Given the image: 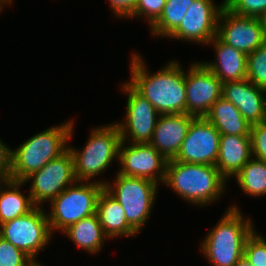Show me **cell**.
Wrapping results in <instances>:
<instances>
[{"instance_id": "obj_1", "label": "cell", "mask_w": 266, "mask_h": 266, "mask_svg": "<svg viewBox=\"0 0 266 266\" xmlns=\"http://www.w3.org/2000/svg\"><path fill=\"white\" fill-rule=\"evenodd\" d=\"M179 61H170L150 74L142 57L134 52L127 82L161 114L186 113L185 71Z\"/></svg>"}, {"instance_id": "obj_2", "label": "cell", "mask_w": 266, "mask_h": 266, "mask_svg": "<svg viewBox=\"0 0 266 266\" xmlns=\"http://www.w3.org/2000/svg\"><path fill=\"white\" fill-rule=\"evenodd\" d=\"M163 184L183 200L196 206H207L226 192L227 179L215 165L168 160Z\"/></svg>"}, {"instance_id": "obj_3", "label": "cell", "mask_w": 266, "mask_h": 266, "mask_svg": "<svg viewBox=\"0 0 266 266\" xmlns=\"http://www.w3.org/2000/svg\"><path fill=\"white\" fill-rule=\"evenodd\" d=\"M254 230L250 217L246 219L237 205L229 206L200 243L202 254L213 266H235L243 257L245 242Z\"/></svg>"}, {"instance_id": "obj_4", "label": "cell", "mask_w": 266, "mask_h": 266, "mask_svg": "<svg viewBox=\"0 0 266 266\" xmlns=\"http://www.w3.org/2000/svg\"><path fill=\"white\" fill-rule=\"evenodd\" d=\"M73 121L50 127L24 141L12 150L11 180L24 182L32 173L68 149L73 135Z\"/></svg>"}, {"instance_id": "obj_5", "label": "cell", "mask_w": 266, "mask_h": 266, "mask_svg": "<svg viewBox=\"0 0 266 266\" xmlns=\"http://www.w3.org/2000/svg\"><path fill=\"white\" fill-rule=\"evenodd\" d=\"M89 134L81 150L68 145L73 157L77 181H89L107 170L113 160L119 161V147L122 142L118 125L115 123L97 126Z\"/></svg>"}, {"instance_id": "obj_6", "label": "cell", "mask_w": 266, "mask_h": 266, "mask_svg": "<svg viewBox=\"0 0 266 266\" xmlns=\"http://www.w3.org/2000/svg\"><path fill=\"white\" fill-rule=\"evenodd\" d=\"M106 180L76 181L50 202L47 214L52 234L63 232L81 219L96 214L97 202Z\"/></svg>"}, {"instance_id": "obj_7", "label": "cell", "mask_w": 266, "mask_h": 266, "mask_svg": "<svg viewBox=\"0 0 266 266\" xmlns=\"http://www.w3.org/2000/svg\"><path fill=\"white\" fill-rule=\"evenodd\" d=\"M116 174L114 182H106L104 189L120 203L128 224L139 233L151 215L159 185L149 179Z\"/></svg>"}, {"instance_id": "obj_8", "label": "cell", "mask_w": 266, "mask_h": 266, "mask_svg": "<svg viewBox=\"0 0 266 266\" xmlns=\"http://www.w3.org/2000/svg\"><path fill=\"white\" fill-rule=\"evenodd\" d=\"M0 236L22 250L33 261L51 241L47 212L35 206L30 212L0 225Z\"/></svg>"}, {"instance_id": "obj_9", "label": "cell", "mask_w": 266, "mask_h": 266, "mask_svg": "<svg viewBox=\"0 0 266 266\" xmlns=\"http://www.w3.org/2000/svg\"><path fill=\"white\" fill-rule=\"evenodd\" d=\"M30 180L31 186L28 192L33 204L41 207L47 200L50 203L77 181L70 150L67 149L59 157L49 161L40 170L27 177L24 182Z\"/></svg>"}, {"instance_id": "obj_10", "label": "cell", "mask_w": 266, "mask_h": 266, "mask_svg": "<svg viewBox=\"0 0 266 266\" xmlns=\"http://www.w3.org/2000/svg\"><path fill=\"white\" fill-rule=\"evenodd\" d=\"M121 90L128 96L125 120L122 121L123 123L116 122L122 142L150 143L160 113L127 81L122 84Z\"/></svg>"}, {"instance_id": "obj_11", "label": "cell", "mask_w": 266, "mask_h": 266, "mask_svg": "<svg viewBox=\"0 0 266 266\" xmlns=\"http://www.w3.org/2000/svg\"><path fill=\"white\" fill-rule=\"evenodd\" d=\"M118 162L121 175L164 182L168 160L150 143L121 142Z\"/></svg>"}, {"instance_id": "obj_12", "label": "cell", "mask_w": 266, "mask_h": 266, "mask_svg": "<svg viewBox=\"0 0 266 266\" xmlns=\"http://www.w3.org/2000/svg\"><path fill=\"white\" fill-rule=\"evenodd\" d=\"M217 36L225 44L247 55L266 43L260 18L237 15L225 6L219 15Z\"/></svg>"}, {"instance_id": "obj_13", "label": "cell", "mask_w": 266, "mask_h": 266, "mask_svg": "<svg viewBox=\"0 0 266 266\" xmlns=\"http://www.w3.org/2000/svg\"><path fill=\"white\" fill-rule=\"evenodd\" d=\"M224 7L212 0H194L189 6L179 27L168 37L206 45L217 36L220 12Z\"/></svg>"}, {"instance_id": "obj_14", "label": "cell", "mask_w": 266, "mask_h": 266, "mask_svg": "<svg viewBox=\"0 0 266 266\" xmlns=\"http://www.w3.org/2000/svg\"><path fill=\"white\" fill-rule=\"evenodd\" d=\"M221 134L205 117H194L177 156L185 163L216 165Z\"/></svg>"}, {"instance_id": "obj_15", "label": "cell", "mask_w": 266, "mask_h": 266, "mask_svg": "<svg viewBox=\"0 0 266 266\" xmlns=\"http://www.w3.org/2000/svg\"><path fill=\"white\" fill-rule=\"evenodd\" d=\"M186 113L205 117L211 106L222 97V82L202 61L192 63L185 73Z\"/></svg>"}, {"instance_id": "obj_16", "label": "cell", "mask_w": 266, "mask_h": 266, "mask_svg": "<svg viewBox=\"0 0 266 266\" xmlns=\"http://www.w3.org/2000/svg\"><path fill=\"white\" fill-rule=\"evenodd\" d=\"M222 97L238 108L250 125L266 122V90L248 79L222 83Z\"/></svg>"}, {"instance_id": "obj_17", "label": "cell", "mask_w": 266, "mask_h": 266, "mask_svg": "<svg viewBox=\"0 0 266 266\" xmlns=\"http://www.w3.org/2000/svg\"><path fill=\"white\" fill-rule=\"evenodd\" d=\"M194 116L184 114H161L150 144L167 160L174 159L185 139Z\"/></svg>"}, {"instance_id": "obj_18", "label": "cell", "mask_w": 266, "mask_h": 266, "mask_svg": "<svg viewBox=\"0 0 266 266\" xmlns=\"http://www.w3.org/2000/svg\"><path fill=\"white\" fill-rule=\"evenodd\" d=\"M214 47L216 59L213 62H203L222 83L247 79V54L225 44L218 36L209 43Z\"/></svg>"}, {"instance_id": "obj_19", "label": "cell", "mask_w": 266, "mask_h": 266, "mask_svg": "<svg viewBox=\"0 0 266 266\" xmlns=\"http://www.w3.org/2000/svg\"><path fill=\"white\" fill-rule=\"evenodd\" d=\"M252 158L250 136L221 135L216 168L227 179L234 177Z\"/></svg>"}, {"instance_id": "obj_20", "label": "cell", "mask_w": 266, "mask_h": 266, "mask_svg": "<svg viewBox=\"0 0 266 266\" xmlns=\"http://www.w3.org/2000/svg\"><path fill=\"white\" fill-rule=\"evenodd\" d=\"M96 214L108 239L118 236L132 237L138 234L128 224L123 207L105 189L99 195Z\"/></svg>"}, {"instance_id": "obj_21", "label": "cell", "mask_w": 266, "mask_h": 266, "mask_svg": "<svg viewBox=\"0 0 266 266\" xmlns=\"http://www.w3.org/2000/svg\"><path fill=\"white\" fill-rule=\"evenodd\" d=\"M205 118L221 135L250 136L251 125L243 118L238 108L223 97L211 106Z\"/></svg>"}, {"instance_id": "obj_22", "label": "cell", "mask_w": 266, "mask_h": 266, "mask_svg": "<svg viewBox=\"0 0 266 266\" xmlns=\"http://www.w3.org/2000/svg\"><path fill=\"white\" fill-rule=\"evenodd\" d=\"M25 184L11 179L0 181V225L27 214L35 207L30 193L25 196L20 190Z\"/></svg>"}, {"instance_id": "obj_23", "label": "cell", "mask_w": 266, "mask_h": 266, "mask_svg": "<svg viewBox=\"0 0 266 266\" xmlns=\"http://www.w3.org/2000/svg\"><path fill=\"white\" fill-rule=\"evenodd\" d=\"M62 233L89 254L101 252L104 240L108 238L102 230L97 214L79 220Z\"/></svg>"}, {"instance_id": "obj_24", "label": "cell", "mask_w": 266, "mask_h": 266, "mask_svg": "<svg viewBox=\"0 0 266 266\" xmlns=\"http://www.w3.org/2000/svg\"><path fill=\"white\" fill-rule=\"evenodd\" d=\"M241 190L251 197L266 195V162L252 157L234 176Z\"/></svg>"}, {"instance_id": "obj_25", "label": "cell", "mask_w": 266, "mask_h": 266, "mask_svg": "<svg viewBox=\"0 0 266 266\" xmlns=\"http://www.w3.org/2000/svg\"><path fill=\"white\" fill-rule=\"evenodd\" d=\"M194 0H166L163 12L159 19L150 27L151 32L157 38H168L181 24L187 9Z\"/></svg>"}, {"instance_id": "obj_26", "label": "cell", "mask_w": 266, "mask_h": 266, "mask_svg": "<svg viewBox=\"0 0 266 266\" xmlns=\"http://www.w3.org/2000/svg\"><path fill=\"white\" fill-rule=\"evenodd\" d=\"M247 79L266 90V43L247 55Z\"/></svg>"}, {"instance_id": "obj_27", "label": "cell", "mask_w": 266, "mask_h": 266, "mask_svg": "<svg viewBox=\"0 0 266 266\" xmlns=\"http://www.w3.org/2000/svg\"><path fill=\"white\" fill-rule=\"evenodd\" d=\"M243 256L252 266H266V238L254 230L245 242Z\"/></svg>"}, {"instance_id": "obj_28", "label": "cell", "mask_w": 266, "mask_h": 266, "mask_svg": "<svg viewBox=\"0 0 266 266\" xmlns=\"http://www.w3.org/2000/svg\"><path fill=\"white\" fill-rule=\"evenodd\" d=\"M224 6L241 16L260 18L266 12V0H224Z\"/></svg>"}, {"instance_id": "obj_29", "label": "cell", "mask_w": 266, "mask_h": 266, "mask_svg": "<svg viewBox=\"0 0 266 266\" xmlns=\"http://www.w3.org/2000/svg\"><path fill=\"white\" fill-rule=\"evenodd\" d=\"M33 260L0 236V266H29Z\"/></svg>"}, {"instance_id": "obj_30", "label": "cell", "mask_w": 266, "mask_h": 266, "mask_svg": "<svg viewBox=\"0 0 266 266\" xmlns=\"http://www.w3.org/2000/svg\"><path fill=\"white\" fill-rule=\"evenodd\" d=\"M165 4L166 0H138L135 9L128 19L142 16L148 22V26L151 27L161 16Z\"/></svg>"}, {"instance_id": "obj_31", "label": "cell", "mask_w": 266, "mask_h": 266, "mask_svg": "<svg viewBox=\"0 0 266 266\" xmlns=\"http://www.w3.org/2000/svg\"><path fill=\"white\" fill-rule=\"evenodd\" d=\"M252 157L266 162V122L251 125Z\"/></svg>"}, {"instance_id": "obj_32", "label": "cell", "mask_w": 266, "mask_h": 266, "mask_svg": "<svg viewBox=\"0 0 266 266\" xmlns=\"http://www.w3.org/2000/svg\"><path fill=\"white\" fill-rule=\"evenodd\" d=\"M12 149L0 139V181L11 179Z\"/></svg>"}, {"instance_id": "obj_33", "label": "cell", "mask_w": 266, "mask_h": 266, "mask_svg": "<svg viewBox=\"0 0 266 266\" xmlns=\"http://www.w3.org/2000/svg\"><path fill=\"white\" fill-rule=\"evenodd\" d=\"M112 13L116 17L128 18L135 9L138 0H108Z\"/></svg>"}, {"instance_id": "obj_34", "label": "cell", "mask_w": 266, "mask_h": 266, "mask_svg": "<svg viewBox=\"0 0 266 266\" xmlns=\"http://www.w3.org/2000/svg\"><path fill=\"white\" fill-rule=\"evenodd\" d=\"M235 266H252L249 261L245 259V257H241L238 262L235 264Z\"/></svg>"}, {"instance_id": "obj_35", "label": "cell", "mask_w": 266, "mask_h": 266, "mask_svg": "<svg viewBox=\"0 0 266 266\" xmlns=\"http://www.w3.org/2000/svg\"><path fill=\"white\" fill-rule=\"evenodd\" d=\"M261 22H262V26L265 30V34H266V12L260 17Z\"/></svg>"}, {"instance_id": "obj_36", "label": "cell", "mask_w": 266, "mask_h": 266, "mask_svg": "<svg viewBox=\"0 0 266 266\" xmlns=\"http://www.w3.org/2000/svg\"><path fill=\"white\" fill-rule=\"evenodd\" d=\"M29 266H43L39 261H33Z\"/></svg>"}]
</instances>
